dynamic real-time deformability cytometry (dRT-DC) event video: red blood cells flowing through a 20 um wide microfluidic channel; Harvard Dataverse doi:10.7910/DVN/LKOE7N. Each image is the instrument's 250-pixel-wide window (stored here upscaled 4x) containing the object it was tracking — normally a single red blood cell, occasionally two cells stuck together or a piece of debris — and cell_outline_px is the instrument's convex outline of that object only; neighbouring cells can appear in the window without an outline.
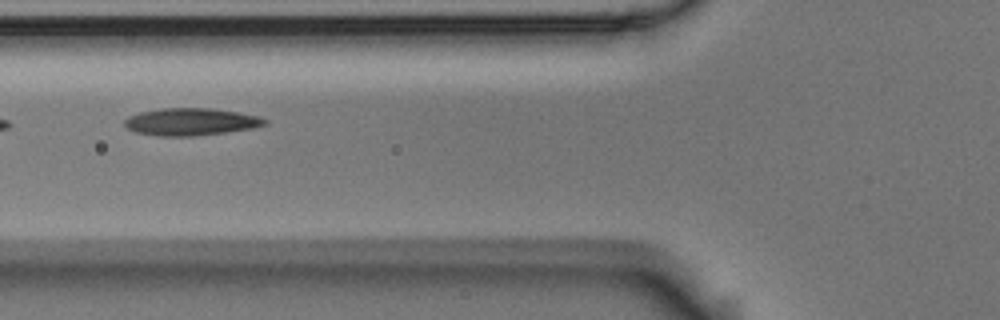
{"species": "Egyptian fruit bat (a non-hibernating species)", "species_latin": "Rousettus aegyptiacus", "temperature_condition": "room temperature", "stored_images_in_passage": 7, "camera_frame_rate_fps": 3000, "um_per_image_px": 0.085, "animal": {"sex": "male"}, "frame": {"image": 1, "passage_image": 4, "time_ms": 1.0, "image_size_px": [1000, 320], "cell_outline_px": [[268, 124], [252, 128], [224, 132], [192, 136], [160, 136], [136, 132], [128, 128], [124, 124], [124, 120], [128, 116], [140, 112], [160, 108], [212, 108], [240, 112], [260, 116], [268, 120]], "centroid_in_image_um": [16.25, 10.34], "position_along_channel_um": 109.6, "area_um2": 22.37}}
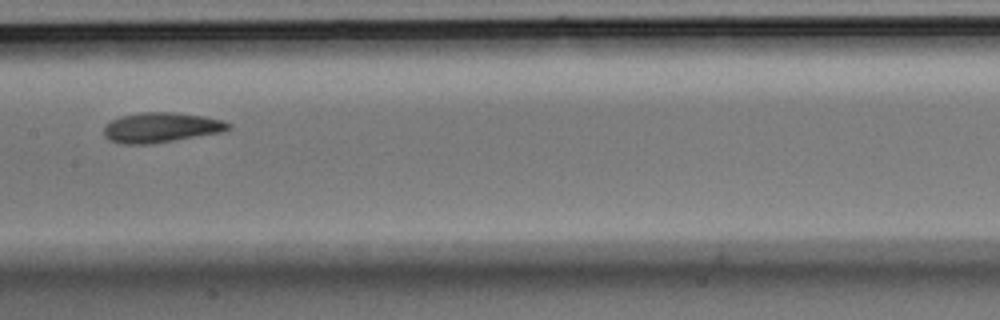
{"frame": {"image": 2, "passage_image": 6, "time_ms": 1.667, "image_size_px": [1000, 320], "cell_outline_px": [[232, 128], [220, 132], [148, 144], [124, 144], [108, 140], [104, 136], [104, 128], [112, 120], [120, 116], [140, 112], [172, 112], [204, 116], [220, 120], [232, 124]], "centroid_in_image_um": [13.66, 10.83], "position_along_channel_um": 193.7, "area_um2": 21.5}}
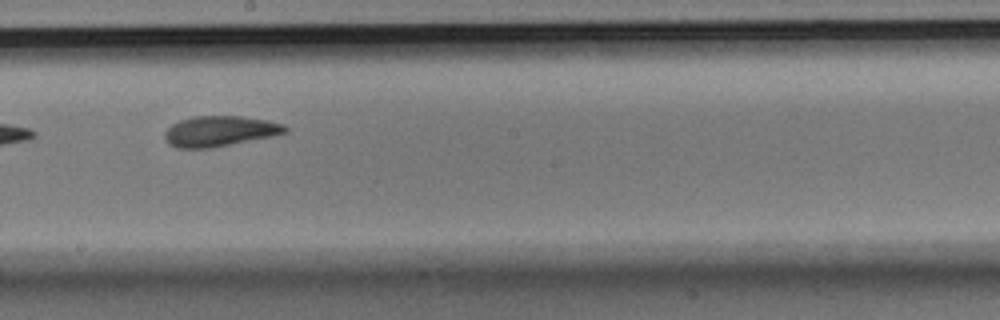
{"frame": {"image": 3, "passage_image": 7, "time_ms": 2.0, "image_size_px": [1000, 320], "cell_outline_px": [[288, 132], [272, 136], [212, 148], [176, 148], [168, 144], [164, 140], [164, 132], [172, 124], [180, 120], [192, 116], [240, 116], [268, 120], [284, 124], [288, 128]], "centroid_in_image_um": [18.66, 11.15], "position_along_channel_um": 229.5, "area_um2": 21.56}}